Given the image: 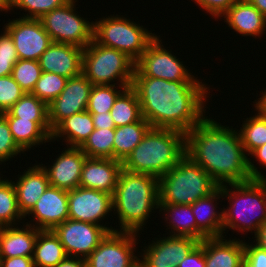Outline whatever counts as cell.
<instances>
[{
    "mask_svg": "<svg viewBox=\"0 0 266 267\" xmlns=\"http://www.w3.org/2000/svg\"><path fill=\"white\" fill-rule=\"evenodd\" d=\"M232 127L206 116L186 133L185 155L201 166L219 186L266 179L245 153L238 129Z\"/></svg>",
    "mask_w": 266,
    "mask_h": 267,
    "instance_id": "obj_1",
    "label": "cell"
},
{
    "mask_svg": "<svg viewBox=\"0 0 266 267\" xmlns=\"http://www.w3.org/2000/svg\"><path fill=\"white\" fill-rule=\"evenodd\" d=\"M200 81H167L153 77H133L143 118L152 128L189 132L206 116L209 87ZM209 90V92H208Z\"/></svg>",
    "mask_w": 266,
    "mask_h": 267,
    "instance_id": "obj_2",
    "label": "cell"
},
{
    "mask_svg": "<svg viewBox=\"0 0 266 267\" xmlns=\"http://www.w3.org/2000/svg\"><path fill=\"white\" fill-rule=\"evenodd\" d=\"M112 204L120 232L143 230L152 210L159 209V178L121 169Z\"/></svg>",
    "mask_w": 266,
    "mask_h": 267,
    "instance_id": "obj_3",
    "label": "cell"
},
{
    "mask_svg": "<svg viewBox=\"0 0 266 267\" xmlns=\"http://www.w3.org/2000/svg\"><path fill=\"white\" fill-rule=\"evenodd\" d=\"M186 153V133L171 128H150L122 163L125 170L160 178Z\"/></svg>",
    "mask_w": 266,
    "mask_h": 267,
    "instance_id": "obj_4",
    "label": "cell"
},
{
    "mask_svg": "<svg viewBox=\"0 0 266 267\" xmlns=\"http://www.w3.org/2000/svg\"><path fill=\"white\" fill-rule=\"evenodd\" d=\"M221 190L229 203L223 207V237L227 228L255 234L266 223V179L225 184Z\"/></svg>",
    "mask_w": 266,
    "mask_h": 267,
    "instance_id": "obj_5",
    "label": "cell"
},
{
    "mask_svg": "<svg viewBox=\"0 0 266 267\" xmlns=\"http://www.w3.org/2000/svg\"><path fill=\"white\" fill-rule=\"evenodd\" d=\"M218 187L219 185L201 166L185 155L159 178V204L192 205Z\"/></svg>",
    "mask_w": 266,
    "mask_h": 267,
    "instance_id": "obj_6",
    "label": "cell"
},
{
    "mask_svg": "<svg viewBox=\"0 0 266 267\" xmlns=\"http://www.w3.org/2000/svg\"><path fill=\"white\" fill-rule=\"evenodd\" d=\"M135 64L126 53L102 46L94 39L83 50L82 73L93 85L114 82L113 85L131 87Z\"/></svg>",
    "mask_w": 266,
    "mask_h": 267,
    "instance_id": "obj_7",
    "label": "cell"
},
{
    "mask_svg": "<svg viewBox=\"0 0 266 267\" xmlns=\"http://www.w3.org/2000/svg\"><path fill=\"white\" fill-rule=\"evenodd\" d=\"M120 16L113 14L96 20L93 39L102 46L126 53L136 62L157 35L142 25Z\"/></svg>",
    "mask_w": 266,
    "mask_h": 267,
    "instance_id": "obj_8",
    "label": "cell"
},
{
    "mask_svg": "<svg viewBox=\"0 0 266 267\" xmlns=\"http://www.w3.org/2000/svg\"><path fill=\"white\" fill-rule=\"evenodd\" d=\"M76 1L69 0L63 6L44 14L39 20L52 42L84 49L93 41L94 22H89L76 13Z\"/></svg>",
    "mask_w": 266,
    "mask_h": 267,
    "instance_id": "obj_9",
    "label": "cell"
},
{
    "mask_svg": "<svg viewBox=\"0 0 266 267\" xmlns=\"http://www.w3.org/2000/svg\"><path fill=\"white\" fill-rule=\"evenodd\" d=\"M157 36L136 61L133 77H153L167 81H199L183 65V61L164 48Z\"/></svg>",
    "mask_w": 266,
    "mask_h": 267,
    "instance_id": "obj_10",
    "label": "cell"
},
{
    "mask_svg": "<svg viewBox=\"0 0 266 267\" xmlns=\"http://www.w3.org/2000/svg\"><path fill=\"white\" fill-rule=\"evenodd\" d=\"M52 231L58 237L69 257L86 259L109 232L118 229L83 221L67 219L55 226Z\"/></svg>",
    "mask_w": 266,
    "mask_h": 267,
    "instance_id": "obj_11",
    "label": "cell"
},
{
    "mask_svg": "<svg viewBox=\"0 0 266 267\" xmlns=\"http://www.w3.org/2000/svg\"><path fill=\"white\" fill-rule=\"evenodd\" d=\"M137 235L139 233L109 232L85 259L86 267H139L140 258L134 253Z\"/></svg>",
    "mask_w": 266,
    "mask_h": 267,
    "instance_id": "obj_12",
    "label": "cell"
},
{
    "mask_svg": "<svg viewBox=\"0 0 266 267\" xmlns=\"http://www.w3.org/2000/svg\"><path fill=\"white\" fill-rule=\"evenodd\" d=\"M11 35L17 55L22 60L38 61L42 53L52 44L41 21L33 18L9 19L3 27Z\"/></svg>",
    "mask_w": 266,
    "mask_h": 267,
    "instance_id": "obj_13",
    "label": "cell"
},
{
    "mask_svg": "<svg viewBox=\"0 0 266 267\" xmlns=\"http://www.w3.org/2000/svg\"><path fill=\"white\" fill-rule=\"evenodd\" d=\"M92 86L83 73L67 80L63 91L48 104V122L51 130L65 118L87 110Z\"/></svg>",
    "mask_w": 266,
    "mask_h": 267,
    "instance_id": "obj_14",
    "label": "cell"
},
{
    "mask_svg": "<svg viewBox=\"0 0 266 267\" xmlns=\"http://www.w3.org/2000/svg\"><path fill=\"white\" fill-rule=\"evenodd\" d=\"M200 243L187 236H165L145 246L139 267H178L179 263Z\"/></svg>",
    "mask_w": 266,
    "mask_h": 267,
    "instance_id": "obj_15",
    "label": "cell"
},
{
    "mask_svg": "<svg viewBox=\"0 0 266 267\" xmlns=\"http://www.w3.org/2000/svg\"><path fill=\"white\" fill-rule=\"evenodd\" d=\"M68 209L69 219L101 225L113 211L112 195L79 186L68 191Z\"/></svg>",
    "mask_w": 266,
    "mask_h": 267,
    "instance_id": "obj_16",
    "label": "cell"
},
{
    "mask_svg": "<svg viewBox=\"0 0 266 267\" xmlns=\"http://www.w3.org/2000/svg\"><path fill=\"white\" fill-rule=\"evenodd\" d=\"M30 214L34 223L29 225L39 230H52L62 224L69 215L68 191L49 185L27 215Z\"/></svg>",
    "mask_w": 266,
    "mask_h": 267,
    "instance_id": "obj_17",
    "label": "cell"
},
{
    "mask_svg": "<svg viewBox=\"0 0 266 267\" xmlns=\"http://www.w3.org/2000/svg\"><path fill=\"white\" fill-rule=\"evenodd\" d=\"M58 155L53 165H48V168L42 166L47 173L49 185L66 191L79 187L82 166L87 156L79 147L70 146Z\"/></svg>",
    "mask_w": 266,
    "mask_h": 267,
    "instance_id": "obj_18",
    "label": "cell"
},
{
    "mask_svg": "<svg viewBox=\"0 0 266 267\" xmlns=\"http://www.w3.org/2000/svg\"><path fill=\"white\" fill-rule=\"evenodd\" d=\"M83 50L75 45L52 42L38 60L42 72H52L66 78L80 75Z\"/></svg>",
    "mask_w": 266,
    "mask_h": 267,
    "instance_id": "obj_19",
    "label": "cell"
},
{
    "mask_svg": "<svg viewBox=\"0 0 266 267\" xmlns=\"http://www.w3.org/2000/svg\"><path fill=\"white\" fill-rule=\"evenodd\" d=\"M122 168V162L115 159L86 157L79 186L113 195Z\"/></svg>",
    "mask_w": 266,
    "mask_h": 267,
    "instance_id": "obj_20",
    "label": "cell"
},
{
    "mask_svg": "<svg viewBox=\"0 0 266 267\" xmlns=\"http://www.w3.org/2000/svg\"><path fill=\"white\" fill-rule=\"evenodd\" d=\"M220 198H223L221 186L191 205L197 224V240L200 242L205 238L223 236V209L220 210V213L215 211L218 208L219 203L217 201Z\"/></svg>",
    "mask_w": 266,
    "mask_h": 267,
    "instance_id": "obj_21",
    "label": "cell"
},
{
    "mask_svg": "<svg viewBox=\"0 0 266 267\" xmlns=\"http://www.w3.org/2000/svg\"><path fill=\"white\" fill-rule=\"evenodd\" d=\"M223 16L224 22L237 34L260 39L265 34L266 17L247 0H238Z\"/></svg>",
    "mask_w": 266,
    "mask_h": 267,
    "instance_id": "obj_22",
    "label": "cell"
},
{
    "mask_svg": "<svg viewBox=\"0 0 266 267\" xmlns=\"http://www.w3.org/2000/svg\"><path fill=\"white\" fill-rule=\"evenodd\" d=\"M243 240L212 237L204 239L205 267H244Z\"/></svg>",
    "mask_w": 266,
    "mask_h": 267,
    "instance_id": "obj_23",
    "label": "cell"
},
{
    "mask_svg": "<svg viewBox=\"0 0 266 267\" xmlns=\"http://www.w3.org/2000/svg\"><path fill=\"white\" fill-rule=\"evenodd\" d=\"M43 164L28 167L23 174L18 175V180L12 181L17 196L20 212L24 217L32 210L40 196L49 186V180Z\"/></svg>",
    "mask_w": 266,
    "mask_h": 267,
    "instance_id": "obj_24",
    "label": "cell"
},
{
    "mask_svg": "<svg viewBox=\"0 0 266 267\" xmlns=\"http://www.w3.org/2000/svg\"><path fill=\"white\" fill-rule=\"evenodd\" d=\"M24 227H0V258L32 257L38 232L26 222Z\"/></svg>",
    "mask_w": 266,
    "mask_h": 267,
    "instance_id": "obj_25",
    "label": "cell"
},
{
    "mask_svg": "<svg viewBox=\"0 0 266 267\" xmlns=\"http://www.w3.org/2000/svg\"><path fill=\"white\" fill-rule=\"evenodd\" d=\"M16 144L25 152L37 145L52 142L48 121H31L18 117H5Z\"/></svg>",
    "mask_w": 266,
    "mask_h": 267,
    "instance_id": "obj_26",
    "label": "cell"
},
{
    "mask_svg": "<svg viewBox=\"0 0 266 267\" xmlns=\"http://www.w3.org/2000/svg\"><path fill=\"white\" fill-rule=\"evenodd\" d=\"M92 115L87 110L74 114L62 120L53 130L51 141H58V138L67 143L69 147H80L94 131Z\"/></svg>",
    "mask_w": 266,
    "mask_h": 267,
    "instance_id": "obj_27",
    "label": "cell"
},
{
    "mask_svg": "<svg viewBox=\"0 0 266 267\" xmlns=\"http://www.w3.org/2000/svg\"><path fill=\"white\" fill-rule=\"evenodd\" d=\"M163 211V212H161ZM159 212L172 236H187L197 240V224L192 213L191 205L186 204H159ZM169 221V222H168ZM171 228V231H170Z\"/></svg>",
    "mask_w": 266,
    "mask_h": 267,
    "instance_id": "obj_28",
    "label": "cell"
},
{
    "mask_svg": "<svg viewBox=\"0 0 266 267\" xmlns=\"http://www.w3.org/2000/svg\"><path fill=\"white\" fill-rule=\"evenodd\" d=\"M151 128L142 118L140 121L115 128L113 159L124 162Z\"/></svg>",
    "mask_w": 266,
    "mask_h": 267,
    "instance_id": "obj_29",
    "label": "cell"
},
{
    "mask_svg": "<svg viewBox=\"0 0 266 267\" xmlns=\"http://www.w3.org/2000/svg\"><path fill=\"white\" fill-rule=\"evenodd\" d=\"M67 254L52 230H40L37 235L32 260L35 267H55Z\"/></svg>",
    "mask_w": 266,
    "mask_h": 267,
    "instance_id": "obj_30",
    "label": "cell"
},
{
    "mask_svg": "<svg viewBox=\"0 0 266 267\" xmlns=\"http://www.w3.org/2000/svg\"><path fill=\"white\" fill-rule=\"evenodd\" d=\"M110 115L116 127L135 123L143 118L137 93L132 87H127L117 97Z\"/></svg>",
    "mask_w": 266,
    "mask_h": 267,
    "instance_id": "obj_31",
    "label": "cell"
},
{
    "mask_svg": "<svg viewBox=\"0 0 266 267\" xmlns=\"http://www.w3.org/2000/svg\"><path fill=\"white\" fill-rule=\"evenodd\" d=\"M1 114L4 117L48 121V105L32 93H25L9 110Z\"/></svg>",
    "mask_w": 266,
    "mask_h": 267,
    "instance_id": "obj_32",
    "label": "cell"
},
{
    "mask_svg": "<svg viewBox=\"0 0 266 267\" xmlns=\"http://www.w3.org/2000/svg\"><path fill=\"white\" fill-rule=\"evenodd\" d=\"M114 135L115 128L94 129L79 148L87 157L113 159Z\"/></svg>",
    "mask_w": 266,
    "mask_h": 267,
    "instance_id": "obj_33",
    "label": "cell"
},
{
    "mask_svg": "<svg viewBox=\"0 0 266 267\" xmlns=\"http://www.w3.org/2000/svg\"><path fill=\"white\" fill-rule=\"evenodd\" d=\"M245 120L238 132L245 153L249 156L256 148L266 144V117L255 114Z\"/></svg>",
    "mask_w": 266,
    "mask_h": 267,
    "instance_id": "obj_34",
    "label": "cell"
},
{
    "mask_svg": "<svg viewBox=\"0 0 266 267\" xmlns=\"http://www.w3.org/2000/svg\"><path fill=\"white\" fill-rule=\"evenodd\" d=\"M25 218L19 210L12 180L0 184V227L14 226ZM19 222V223H18Z\"/></svg>",
    "mask_w": 266,
    "mask_h": 267,
    "instance_id": "obj_35",
    "label": "cell"
},
{
    "mask_svg": "<svg viewBox=\"0 0 266 267\" xmlns=\"http://www.w3.org/2000/svg\"><path fill=\"white\" fill-rule=\"evenodd\" d=\"M120 90H117L119 89ZM116 85H93L87 105V111L91 114L110 112L117 97L127 86Z\"/></svg>",
    "mask_w": 266,
    "mask_h": 267,
    "instance_id": "obj_36",
    "label": "cell"
},
{
    "mask_svg": "<svg viewBox=\"0 0 266 267\" xmlns=\"http://www.w3.org/2000/svg\"><path fill=\"white\" fill-rule=\"evenodd\" d=\"M68 79L52 72H42L32 94L48 105L63 91Z\"/></svg>",
    "mask_w": 266,
    "mask_h": 267,
    "instance_id": "obj_37",
    "label": "cell"
},
{
    "mask_svg": "<svg viewBox=\"0 0 266 267\" xmlns=\"http://www.w3.org/2000/svg\"><path fill=\"white\" fill-rule=\"evenodd\" d=\"M41 73L39 61L19 59L11 75L25 93H32Z\"/></svg>",
    "mask_w": 266,
    "mask_h": 267,
    "instance_id": "obj_38",
    "label": "cell"
},
{
    "mask_svg": "<svg viewBox=\"0 0 266 267\" xmlns=\"http://www.w3.org/2000/svg\"><path fill=\"white\" fill-rule=\"evenodd\" d=\"M69 0H9V11L14 8L28 12L22 18L40 19L44 14L63 6Z\"/></svg>",
    "mask_w": 266,
    "mask_h": 267,
    "instance_id": "obj_39",
    "label": "cell"
},
{
    "mask_svg": "<svg viewBox=\"0 0 266 267\" xmlns=\"http://www.w3.org/2000/svg\"><path fill=\"white\" fill-rule=\"evenodd\" d=\"M19 57L9 32L4 28L0 34V77L12 74L14 65L18 62Z\"/></svg>",
    "mask_w": 266,
    "mask_h": 267,
    "instance_id": "obj_40",
    "label": "cell"
},
{
    "mask_svg": "<svg viewBox=\"0 0 266 267\" xmlns=\"http://www.w3.org/2000/svg\"><path fill=\"white\" fill-rule=\"evenodd\" d=\"M24 94L12 75L0 77V113L9 110Z\"/></svg>",
    "mask_w": 266,
    "mask_h": 267,
    "instance_id": "obj_41",
    "label": "cell"
},
{
    "mask_svg": "<svg viewBox=\"0 0 266 267\" xmlns=\"http://www.w3.org/2000/svg\"><path fill=\"white\" fill-rule=\"evenodd\" d=\"M19 153H24V151L14 141L8 122L0 113V163L14 158Z\"/></svg>",
    "mask_w": 266,
    "mask_h": 267,
    "instance_id": "obj_42",
    "label": "cell"
},
{
    "mask_svg": "<svg viewBox=\"0 0 266 267\" xmlns=\"http://www.w3.org/2000/svg\"><path fill=\"white\" fill-rule=\"evenodd\" d=\"M192 1V0H191ZM200 9L205 10L213 18H221L227 10L238 0H193Z\"/></svg>",
    "mask_w": 266,
    "mask_h": 267,
    "instance_id": "obj_43",
    "label": "cell"
},
{
    "mask_svg": "<svg viewBox=\"0 0 266 267\" xmlns=\"http://www.w3.org/2000/svg\"><path fill=\"white\" fill-rule=\"evenodd\" d=\"M244 267H266V251L255 243L250 244L244 241Z\"/></svg>",
    "mask_w": 266,
    "mask_h": 267,
    "instance_id": "obj_44",
    "label": "cell"
},
{
    "mask_svg": "<svg viewBox=\"0 0 266 267\" xmlns=\"http://www.w3.org/2000/svg\"><path fill=\"white\" fill-rule=\"evenodd\" d=\"M178 267H205L204 239L179 263Z\"/></svg>",
    "mask_w": 266,
    "mask_h": 267,
    "instance_id": "obj_45",
    "label": "cell"
},
{
    "mask_svg": "<svg viewBox=\"0 0 266 267\" xmlns=\"http://www.w3.org/2000/svg\"><path fill=\"white\" fill-rule=\"evenodd\" d=\"M0 267H35L32 257L0 258Z\"/></svg>",
    "mask_w": 266,
    "mask_h": 267,
    "instance_id": "obj_46",
    "label": "cell"
},
{
    "mask_svg": "<svg viewBox=\"0 0 266 267\" xmlns=\"http://www.w3.org/2000/svg\"><path fill=\"white\" fill-rule=\"evenodd\" d=\"M95 129L116 128L110 112L91 114Z\"/></svg>",
    "mask_w": 266,
    "mask_h": 267,
    "instance_id": "obj_47",
    "label": "cell"
},
{
    "mask_svg": "<svg viewBox=\"0 0 266 267\" xmlns=\"http://www.w3.org/2000/svg\"><path fill=\"white\" fill-rule=\"evenodd\" d=\"M55 267H86L85 259L79 257L67 256L64 260L58 263Z\"/></svg>",
    "mask_w": 266,
    "mask_h": 267,
    "instance_id": "obj_48",
    "label": "cell"
},
{
    "mask_svg": "<svg viewBox=\"0 0 266 267\" xmlns=\"http://www.w3.org/2000/svg\"><path fill=\"white\" fill-rule=\"evenodd\" d=\"M255 244L266 251V223H264L254 234Z\"/></svg>",
    "mask_w": 266,
    "mask_h": 267,
    "instance_id": "obj_49",
    "label": "cell"
},
{
    "mask_svg": "<svg viewBox=\"0 0 266 267\" xmlns=\"http://www.w3.org/2000/svg\"><path fill=\"white\" fill-rule=\"evenodd\" d=\"M262 92V93H261ZM260 98H258V101L255 100L253 103H255L254 108L256 109V114L266 117V89L263 91H260Z\"/></svg>",
    "mask_w": 266,
    "mask_h": 267,
    "instance_id": "obj_50",
    "label": "cell"
},
{
    "mask_svg": "<svg viewBox=\"0 0 266 267\" xmlns=\"http://www.w3.org/2000/svg\"><path fill=\"white\" fill-rule=\"evenodd\" d=\"M250 157H255V161H258L262 166L266 168V144L256 148L251 154Z\"/></svg>",
    "mask_w": 266,
    "mask_h": 267,
    "instance_id": "obj_51",
    "label": "cell"
},
{
    "mask_svg": "<svg viewBox=\"0 0 266 267\" xmlns=\"http://www.w3.org/2000/svg\"><path fill=\"white\" fill-rule=\"evenodd\" d=\"M266 17V0H247Z\"/></svg>",
    "mask_w": 266,
    "mask_h": 267,
    "instance_id": "obj_52",
    "label": "cell"
},
{
    "mask_svg": "<svg viewBox=\"0 0 266 267\" xmlns=\"http://www.w3.org/2000/svg\"><path fill=\"white\" fill-rule=\"evenodd\" d=\"M0 11H9V0H0Z\"/></svg>",
    "mask_w": 266,
    "mask_h": 267,
    "instance_id": "obj_53",
    "label": "cell"
},
{
    "mask_svg": "<svg viewBox=\"0 0 266 267\" xmlns=\"http://www.w3.org/2000/svg\"><path fill=\"white\" fill-rule=\"evenodd\" d=\"M0 164H2V163H0ZM0 175H2V174L0 173ZM1 178H2V179H1ZM5 180H6V178L3 179V177L0 176V184L3 183Z\"/></svg>",
    "mask_w": 266,
    "mask_h": 267,
    "instance_id": "obj_54",
    "label": "cell"
}]
</instances>
